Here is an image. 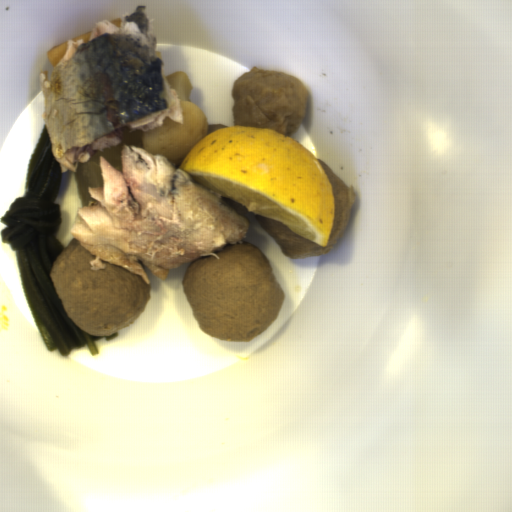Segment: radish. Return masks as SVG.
<instances>
[{"label": "radish", "mask_w": 512, "mask_h": 512, "mask_svg": "<svg viewBox=\"0 0 512 512\" xmlns=\"http://www.w3.org/2000/svg\"><path fill=\"white\" fill-rule=\"evenodd\" d=\"M143 134L144 131L141 130L136 129L134 131H130L129 129L124 128L121 130V143L110 149H103L101 152L94 154L87 162L77 165V169L74 171V174L82 207L88 205L92 200L89 187L103 186L100 170V157L104 156L111 165L122 173L120 157L121 147L123 145H135L143 148Z\"/></svg>", "instance_id": "1"}]
</instances>
